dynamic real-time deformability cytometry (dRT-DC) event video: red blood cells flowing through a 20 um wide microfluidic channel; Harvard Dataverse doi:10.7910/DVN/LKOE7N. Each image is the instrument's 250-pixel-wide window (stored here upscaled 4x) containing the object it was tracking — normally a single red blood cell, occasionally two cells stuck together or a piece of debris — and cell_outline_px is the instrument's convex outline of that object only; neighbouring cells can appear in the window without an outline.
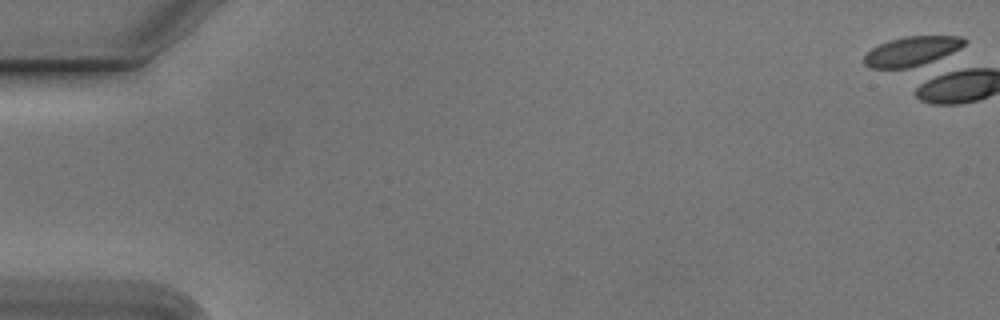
{"species": "Egyptian fruit bat (a non-hibernating species)", "species_latin": "Rousettus aegyptiacus", "temperature_condition": "cold", "stored_images_in_passage": 1, "camera_frame_rate_fps": 3000, "um_per_image_px": 0.085, "animal": {"sex": "male"}, "frame": {"image": 1, "passage_image": 1, "time_ms": 0.0, "image_size_px": [1000, 320], "cell_outline_px": [[968, 40], [960, 48], [932, 64], [908, 68], [872, 68], [864, 64], [864, 56], [872, 48], [888, 40], [904, 36], [960, 36]], "centroid_in_image_um": [77.54, 4.37], "position_along_channel_um": 7.5, "area_um2": 17.57}}